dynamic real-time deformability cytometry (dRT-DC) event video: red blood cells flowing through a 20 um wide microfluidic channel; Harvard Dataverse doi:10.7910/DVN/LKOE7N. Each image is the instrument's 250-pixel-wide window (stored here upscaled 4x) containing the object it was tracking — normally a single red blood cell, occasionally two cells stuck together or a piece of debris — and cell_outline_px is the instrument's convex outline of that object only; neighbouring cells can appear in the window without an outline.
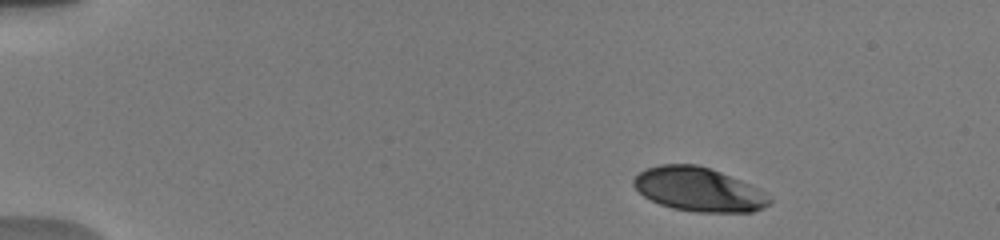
{"species": "human", "species_latin": "Homo sapiens", "temperature_condition": "warm", "stored_images_in_passage": 18, "camera_frame_rate_fps": 3000, "um_per_image_px": 0.085, "donor": {"sex": "male"}, "frame": {"image": 1, "passage_image": 4, "time_ms": 1.333, "image_size_px": [1000, 240], "cell_outline_px": [[772, 200], [764, 208], [752, 212], [696, 212], [672, 208], [660, 204], [644, 196], [632, 184], [632, 180], [640, 172], [648, 168], [660, 164], [696, 164], [720, 172], [760, 188], [768, 192], [772, 196]], "centroid_in_image_um": [59.44, 16.11], "position_along_channel_um": 25.6, "area_um2": 34.85}}
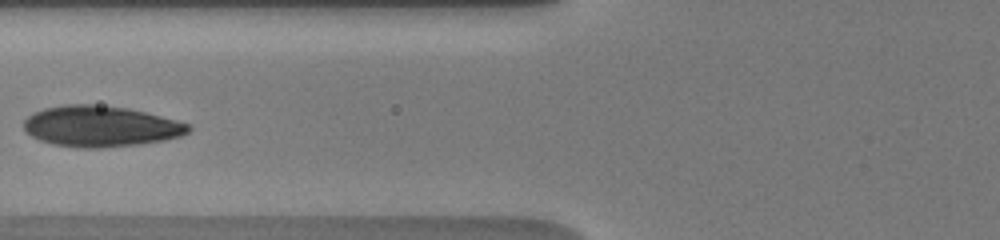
{"frame": {"image": 2, "passage_image": 13, "time_ms": 6.333, "image_size_px": [1000, 240], "cell_outline_px": [[192, 128], [188, 132], [180, 136], [164, 140], [140, 144], [104, 148], [80, 148], [52, 144], [40, 140], [24, 132], [24, 120], [32, 112], [44, 108], [64, 104], [92, 104], [128, 108], [176, 120], [188, 124]], "centroid_in_image_um": [8.51, 10.74], "position_along_channel_um": 117.3, "area_um2": 39.36}}
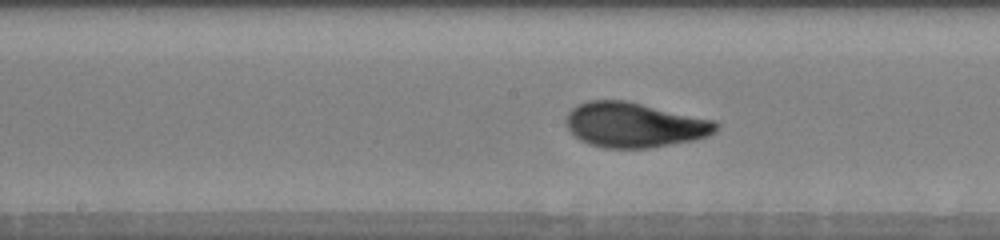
{"frame": {"image": 3, "passage_image": 17, "time_ms": 8.333, "image_size_px": [1000, 240], "cell_outline_px": [[720, 124], [716, 132], [708, 136], [696, 140], [648, 148], [604, 148], [580, 140], [568, 128], [568, 112], [576, 104], [588, 100], [624, 100], [716, 120]], "centroid_in_image_um": [53.98, 10.61], "position_along_channel_um": 194.2, "area_um2": 39.25}}